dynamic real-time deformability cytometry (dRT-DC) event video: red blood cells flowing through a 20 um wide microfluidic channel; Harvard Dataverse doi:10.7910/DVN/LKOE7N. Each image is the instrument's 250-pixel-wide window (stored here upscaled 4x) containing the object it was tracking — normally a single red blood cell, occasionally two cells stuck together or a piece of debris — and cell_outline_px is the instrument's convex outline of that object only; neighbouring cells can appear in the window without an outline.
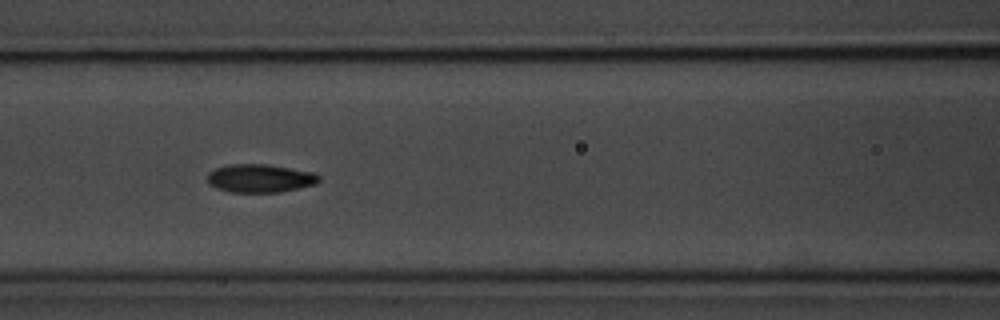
{"species": "common noctule bat (a hibernating species)", "species_latin": "Nyctalus noctula", "temperature_condition": "room temperature", "stored_images_in_passage": 36, "camera_frame_rate_fps": 3000, "um_per_image_px": 0.085, "animal": {"sex": "male", "body_mass_g": 20.1, "forearm_length_mm": 53.5}, "frame": {"image": 1, "passage_image": 11, "time_ms": 3.333, "image_size_px": [1000, 320], "cell_outline_px": [[320, 180], [316, 184], [280, 192], [228, 192], [216, 188], [208, 184], [208, 172], [216, 168], [228, 164], [264, 164], [316, 172], [320, 176]], "centroid_in_image_um": [22.1, 15.15], "position_along_channel_um": 144.5, "area_um2": 18.5}, "authors_computed_cell_mechanics": {"area_um2": 18.4671, "velocity_mm_per_s": 3.6491, "shape_relaxation_time_tau1_ms": 1.8939, "shape_relaxation_time_tau2_ms": 1.6367, "deformation_change_tau1": 0.1222, "deformation_change_tau2": 0.0681}}